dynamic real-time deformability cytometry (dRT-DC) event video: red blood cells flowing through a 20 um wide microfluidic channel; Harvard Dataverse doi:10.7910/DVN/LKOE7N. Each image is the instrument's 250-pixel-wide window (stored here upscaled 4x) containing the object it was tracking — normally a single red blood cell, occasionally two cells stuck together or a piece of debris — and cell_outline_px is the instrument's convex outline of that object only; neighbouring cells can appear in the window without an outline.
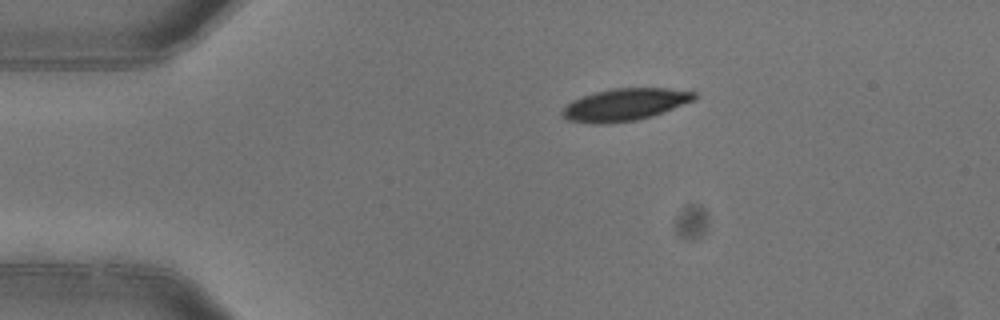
{"species": "common noctule bat (a hibernating species)", "species_latin": "Nyctalus noctula", "temperature_condition": "warm", "stored_images_in_passage": 3, "camera_frame_rate_fps": 3000, "um_per_image_px": 0.085, "animal": {"sex": "female"}, "frame": {"image": 1, "passage_image": 3, "time_ms": 0.667, "image_size_px": [1000, 320], "cell_outline_px": [[696, 100], [636, 120], [604, 124], [596, 124], [568, 120], [560, 112], [572, 100], [596, 92], [612, 88], [664, 88], [696, 92]], "centroid_in_image_um": [53.1, 8.88], "position_along_channel_um": 31.9, "area_um2": 24.33}}